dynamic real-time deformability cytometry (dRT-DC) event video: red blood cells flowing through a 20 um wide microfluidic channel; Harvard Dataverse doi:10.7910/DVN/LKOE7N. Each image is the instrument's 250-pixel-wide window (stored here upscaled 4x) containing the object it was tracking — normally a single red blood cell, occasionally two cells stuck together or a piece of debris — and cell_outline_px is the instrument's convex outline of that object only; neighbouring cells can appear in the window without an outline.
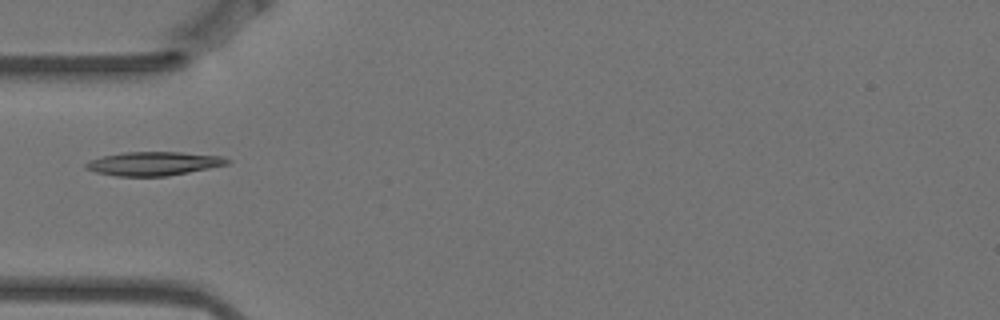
{"species": "Egyptian fruit bat (a non-hibernating species)", "species_latin": "Rousettus aegyptiacus", "temperature_condition": "warm", "stored_images_in_passage": 8, "camera_frame_rate_fps": 3000, "um_per_image_px": 0.085, "animal": {"sex": "female"}, "frame": {"image": 1, "passage_image": 5, "time_ms": 1.333, "image_size_px": [1000, 320], "cell_outline_px": [[228, 164], [168, 176], [116, 176], [96, 172], [84, 168], [84, 164], [88, 160], [104, 156], [124, 152], [180, 152], [224, 156], [228, 160]], "centroid_in_image_um": [13.02, 13.9], "position_along_channel_um": 72.0, "area_um2": 19.48}}
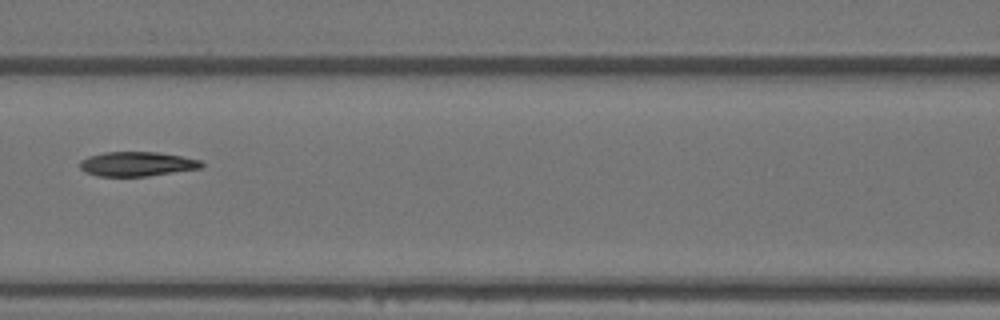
{"frame": {"image": 2, "passage_image": 7, "time_ms": 2.0, "image_size_px": [1000, 320], "cell_outline_px": [[204, 164], [200, 168], [148, 176], [96, 176], [84, 172], [80, 168], [80, 160], [88, 156], [104, 152], [160, 152], [200, 160]], "centroid_in_image_um": [11.6, 13.93], "position_along_channel_um": 155.0, "area_um2": 17.34}}
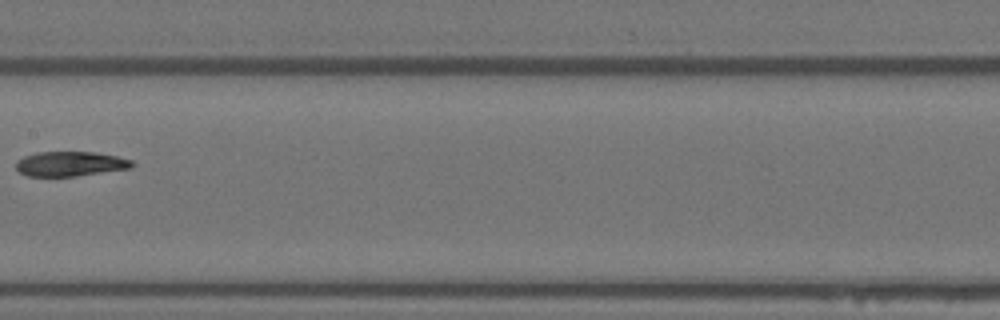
{"frame": {"image": 3, "passage_image": 8, "time_ms": 2.333, "image_size_px": [1000, 320], "cell_outline_px": [[136, 164], [132, 168], [76, 176], [28, 176], [20, 172], [16, 168], [16, 160], [24, 156], [36, 152], [96, 152], [116, 156], [132, 160]], "centroid_in_image_um": [5.99, 13.92], "position_along_channel_um": 201.4, "area_um2": 16.82}}